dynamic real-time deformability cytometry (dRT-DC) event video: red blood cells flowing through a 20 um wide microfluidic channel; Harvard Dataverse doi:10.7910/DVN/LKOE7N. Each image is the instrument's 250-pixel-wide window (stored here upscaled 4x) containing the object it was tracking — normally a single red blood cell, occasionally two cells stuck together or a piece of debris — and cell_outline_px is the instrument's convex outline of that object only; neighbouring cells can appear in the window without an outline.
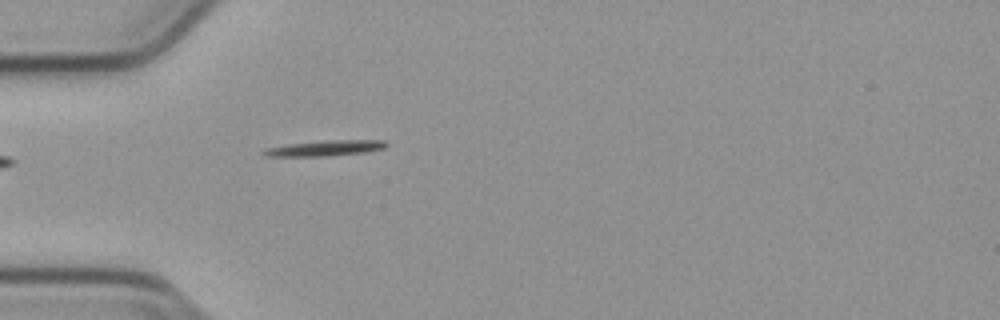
{"species": "common noctule bat (a hibernating species)", "species_latin": "Nyctalus noctula", "temperature_condition": "cold", "stored_images_in_passage": 39, "camera_frame_rate_fps": 3000, "um_per_image_px": 0.085, "animal": {"sex": "male", "body_mass_g": 23.1, "forearm_length_mm": 52.7}, "frame": {"image": 1, "passage_image": 1, "time_ms": 0.0, "image_size_px": [1000, 320], "cell_outline_px": [[388, 144], [384, 148], [364, 152], [324, 156], [268, 156], [260, 152], [264, 148], [288, 144], [324, 140], [384, 140]], "centroid_in_image_um": [27.6, 12.58], "position_along_channel_um": 57.4, "area_um2": 11.04}}
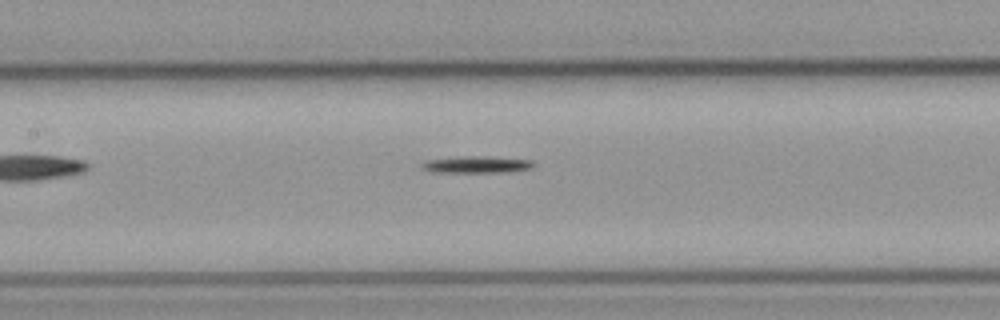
{"frame": {"image": 2, "passage_image": 10, "time_ms": 3.0, "image_size_px": [1000, 320], "cell_outline_px": [[536, 164], [528, 168], [504, 172], [432, 172], [420, 168], [420, 164], [424, 160], [460, 156], [484, 156], [532, 160]], "centroid_in_image_um": [40.41, 13.98], "position_along_channel_um": 167.0, "area_um2": 10.98}}
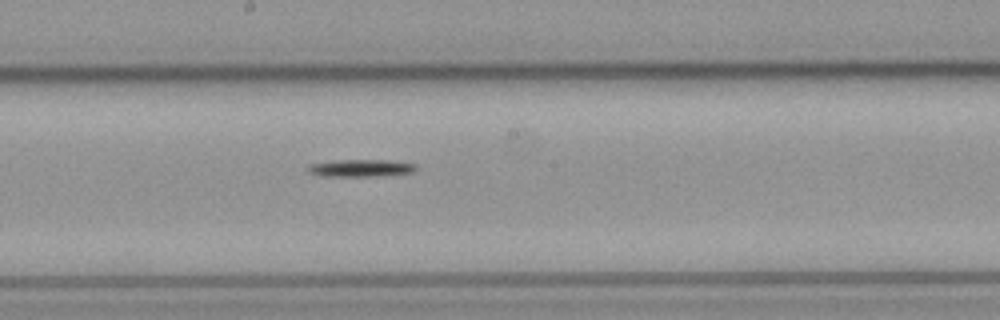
{"frame": {"image": 3, "passage_image": 14, "time_ms": 4.333, "image_size_px": [1000, 320], "cell_outline_px": [[416, 168], [412, 172], [380, 176], [320, 176], [308, 172], [308, 168], [312, 164], [340, 160], [388, 160], [416, 164]], "centroid_in_image_um": [30.68, 14.29], "position_along_channel_um": 217.5, "area_um2": 10.69}}